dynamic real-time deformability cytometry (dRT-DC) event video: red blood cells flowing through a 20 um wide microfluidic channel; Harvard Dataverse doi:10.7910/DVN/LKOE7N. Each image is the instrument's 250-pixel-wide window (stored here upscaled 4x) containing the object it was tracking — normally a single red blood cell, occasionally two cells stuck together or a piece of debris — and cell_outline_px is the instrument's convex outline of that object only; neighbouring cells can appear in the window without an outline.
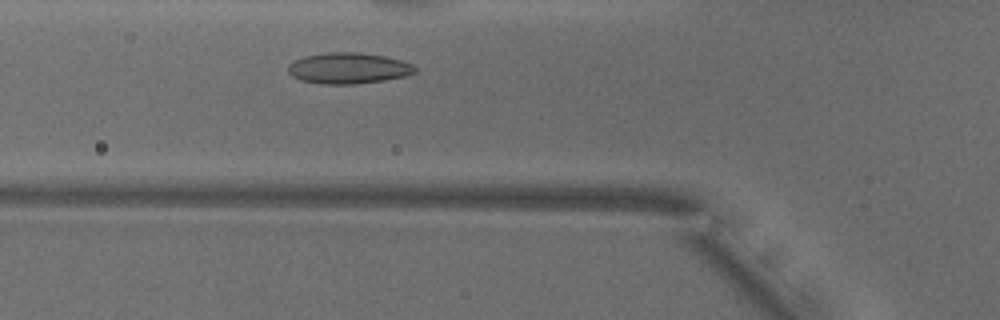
{"species": "common noctule bat (a hibernating species)", "species_latin": "Nyctalus noctula", "temperature_condition": "warm", "stored_images_in_passage": 27, "camera_frame_rate_fps": 3000, "um_per_image_px": 0.085, "animal": {"sex": "male", "body_mass_g": 18.8}, "frame": {"image": 1, "passage_image": 6, "time_ms": 1.667, "image_size_px": [1000, 320], "cell_outline_px": [[416, 72], [408, 76], [384, 80], [356, 84], [320, 84], [300, 80], [292, 76], [288, 72], [288, 64], [292, 60], [304, 56], [328, 52], [356, 52], [384, 56], [400, 60], [412, 64], [416, 68]], "centroid_in_image_um": [29.59, 5.8], "position_along_channel_um": 96.2, "area_um2": 23.12}}
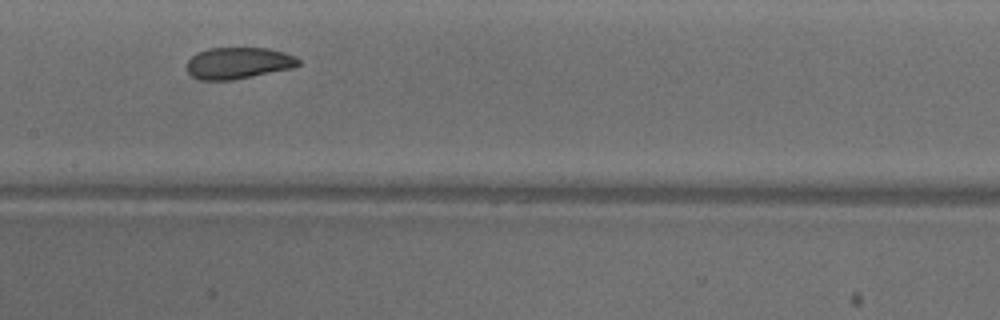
{"frame": {"image": 2, "passage_image": 13, "time_ms": 4.0, "image_size_px": [1000, 320], "cell_outline_px": [[300, 64], [292, 68], [232, 80], [200, 80], [192, 76], [188, 72], [188, 60], [196, 52], [208, 48], [268, 48], [284, 52], [296, 56], [300, 60]], "centroid_in_image_um": [20.26, 5.35], "position_along_channel_um": 187.1, "area_um2": 20.52}}
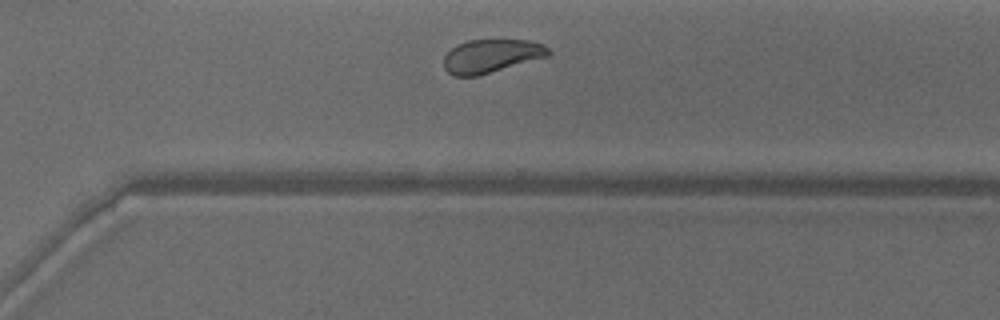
{"frame": {"image": 3, "passage_image": 24, "time_ms": 7.667, "image_size_px": [1000, 320], "cell_outline_px": [[552, 52], [548, 56], [480, 76], [452, 76], [444, 68], [444, 56], [456, 44], [468, 40], [528, 40], [544, 44]], "centroid_in_image_um": [41.76, 4.77], "position_along_channel_um": 328.8, "area_um2": 20.58}, "authors_computed_cell_mechanics": {"area_um2": 21.2126, "velocity_mm_per_s": 3.8768, "shape_relaxation_time_tau1_ms": 5.6327, "shape_relaxation_time_tau2_ms": 1.609, "deformation_change_tau1": 0.1177, "deformation_change_tau2": 0.0769}}